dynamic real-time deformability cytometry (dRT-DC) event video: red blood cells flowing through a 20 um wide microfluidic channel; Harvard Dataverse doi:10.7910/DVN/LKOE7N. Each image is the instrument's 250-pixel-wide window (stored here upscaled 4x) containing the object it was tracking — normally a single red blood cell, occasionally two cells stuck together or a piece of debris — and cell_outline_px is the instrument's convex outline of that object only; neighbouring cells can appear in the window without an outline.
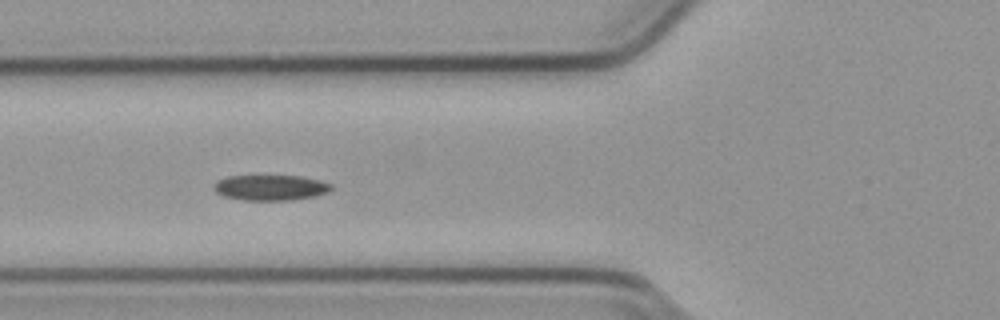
{"species": "common noctule bat (a hibernating species)", "species_latin": "Nyctalus noctula", "temperature_condition": "cold", "stored_images_in_passage": 44, "camera_frame_rate_fps": 3000, "um_per_image_px": 0.085, "animal": {"sex": "male", "body_mass_g": 23.1, "forearm_length_mm": 52.7}, "frame": {"image": 1, "passage_image": 9, "time_ms": 2.667, "image_size_px": [1000, 320], "cell_outline_px": [[332, 188], [328, 192], [316, 196], [292, 200], [240, 200], [224, 196], [216, 192], [212, 188], [212, 184], [216, 180], [228, 176], [300, 176], [320, 180], [332, 184]], "centroid_in_image_um": [22.97, 15.95], "position_along_channel_um": 102.8, "area_um2": 17.63}}
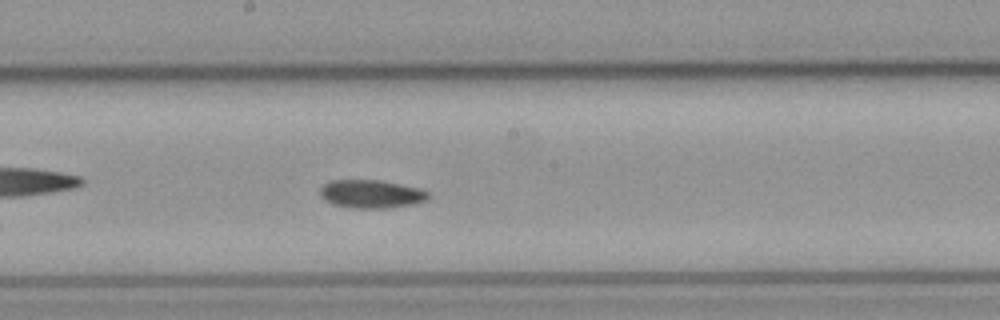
{"frame": {"image": 2, "passage_image": 18, "time_ms": 5.667, "image_size_px": [1000, 320], "cell_outline_px": [[432, 196], [428, 200], [412, 204], [392, 208], [348, 208], [332, 204], [324, 200], [320, 196], [320, 188], [328, 180], [380, 180], [420, 188], [428, 192]], "centroid_in_image_um": [31.55, 16.49], "position_along_channel_um": 216.6, "area_um2": 18.15}}
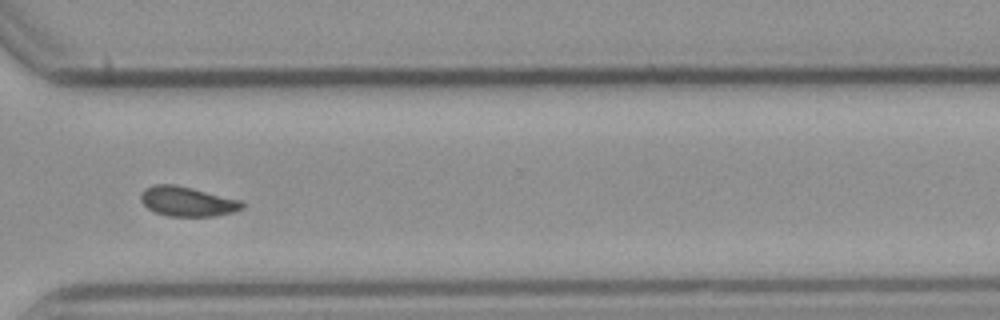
{"frame": {"image": 3, "passage_image": 29, "time_ms": 9.333, "image_size_px": [1000, 320], "cell_outline_px": [[244, 208], [236, 212], [212, 216], [168, 216], [156, 212], [148, 208], [140, 200], [140, 196], [144, 188], [156, 184], [172, 184], [192, 188], [240, 200], [244, 204]], "centroid_in_image_um": [15.93, 17.13], "position_along_channel_um": 354.7, "area_um2": 17.46}, "authors_computed_cell_mechanics": {"area_um2": 17.3111, "velocity_mm_per_s": 3.7777, "shape_relaxation_time_tau1_ms": null, "shape_relaxation_time_tau2_ms": 5.4881, "deformation_change_tau1": null, "deformation_change_tau2": 0.0819}}